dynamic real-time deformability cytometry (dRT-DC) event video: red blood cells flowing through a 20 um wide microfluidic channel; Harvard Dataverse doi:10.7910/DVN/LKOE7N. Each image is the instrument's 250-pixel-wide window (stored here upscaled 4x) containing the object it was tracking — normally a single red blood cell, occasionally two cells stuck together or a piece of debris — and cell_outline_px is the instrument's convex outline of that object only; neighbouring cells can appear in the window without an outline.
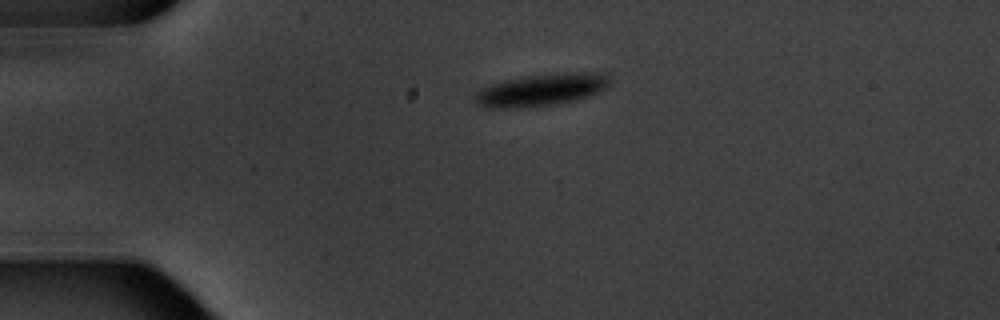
{"species": "common noctule bat (a hibernating species)", "species_latin": "Nyctalus noctula", "temperature_condition": "warm", "stored_images_in_passage": 2, "camera_frame_rate_fps": 3000, "um_per_image_px": 0.085, "animal": {"sex": "male", "body_mass_g": 20.1, "forearm_length_mm": 53.5}, "frame": {"image": 1, "passage_image": 1, "time_ms": 0.0, "image_size_px": [1000, 320], "cell_outline_px": [[608, 84], [600, 92], [576, 100], [556, 104], [516, 108], [484, 108], [476, 100], [476, 92], [492, 84], [508, 80], [528, 76], [576, 72], [608, 72]], "centroid_in_image_um": [46.07, 7.64], "position_along_channel_um": 38.9, "area_um2": 24.85}}